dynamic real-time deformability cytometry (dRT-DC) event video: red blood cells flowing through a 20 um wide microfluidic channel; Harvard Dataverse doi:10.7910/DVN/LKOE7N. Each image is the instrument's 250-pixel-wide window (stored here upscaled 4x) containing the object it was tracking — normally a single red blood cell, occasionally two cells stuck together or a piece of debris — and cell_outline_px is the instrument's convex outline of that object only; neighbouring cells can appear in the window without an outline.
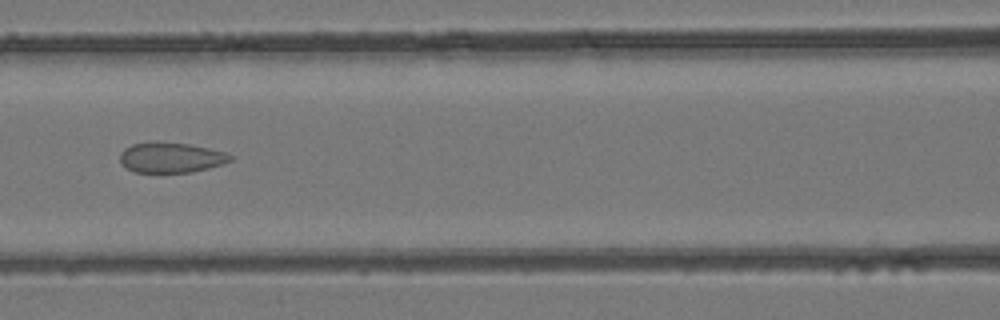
{"species": "common noctule bat (a hibernating species)", "species_latin": "Nyctalus noctula", "temperature_condition": "room temperature", "stored_images_in_passage": 5, "camera_frame_rate_fps": 3000, "um_per_image_px": 0.085, "animal": {"sex": "female", "body_mass_g": 24.6, "forearm_length_mm": 56.2}, "frame": {"image": 1, "passage_image": 4, "time_ms": 1.0, "image_size_px": [1000, 320], "cell_outline_px": [[232, 160], [208, 168], [192, 172], [136, 172], [128, 168], [120, 160], [120, 152], [124, 148], [132, 144], [188, 144], [208, 148], [224, 152], [232, 156]], "centroid_in_image_um": [14.54, 13.42], "position_along_channel_um": 152.1, "area_um2": 18.61}}